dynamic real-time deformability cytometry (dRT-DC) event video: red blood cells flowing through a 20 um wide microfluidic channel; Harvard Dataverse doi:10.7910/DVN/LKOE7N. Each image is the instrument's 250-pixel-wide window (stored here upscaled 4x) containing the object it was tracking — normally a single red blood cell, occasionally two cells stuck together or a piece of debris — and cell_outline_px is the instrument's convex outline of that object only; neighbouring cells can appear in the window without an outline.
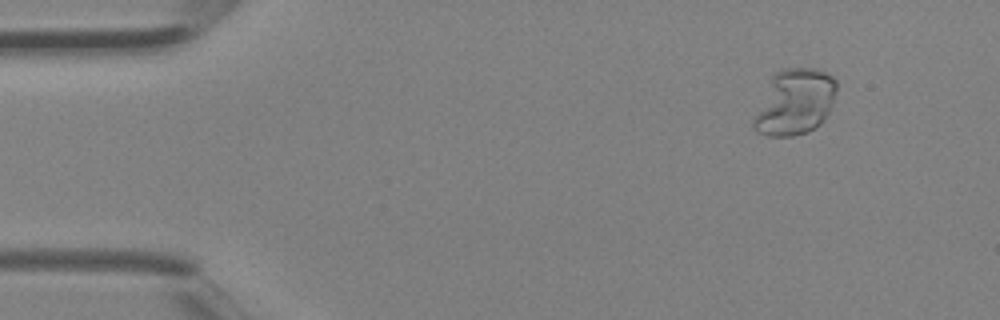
{"species": "Egyptian fruit bat (a non-hibernating species)", "species_latin": "Rousettus aegyptiacus", "temperature_condition": "room temperature", "stored_images_in_passage": 5, "camera_frame_rate_fps": 3000, "um_per_image_px": 0.085, "animal": {"sex": "female"}, "frame": {"image": 1, "passage_image": 5, "time_ms": 1.333, "image_size_px": [1000, 320], "cell_outline_px": [[836, 88], [832, 104], [828, 112], [816, 128], [808, 132], [792, 136], [768, 136], [756, 132], [752, 124], [752, 120], [772, 76], [776, 72], [784, 68], [816, 68], [832, 76], [836, 80]], "centroid_in_image_um": [67.54, 8.68], "position_along_channel_um": 17.5, "area_um2": 31.56}}